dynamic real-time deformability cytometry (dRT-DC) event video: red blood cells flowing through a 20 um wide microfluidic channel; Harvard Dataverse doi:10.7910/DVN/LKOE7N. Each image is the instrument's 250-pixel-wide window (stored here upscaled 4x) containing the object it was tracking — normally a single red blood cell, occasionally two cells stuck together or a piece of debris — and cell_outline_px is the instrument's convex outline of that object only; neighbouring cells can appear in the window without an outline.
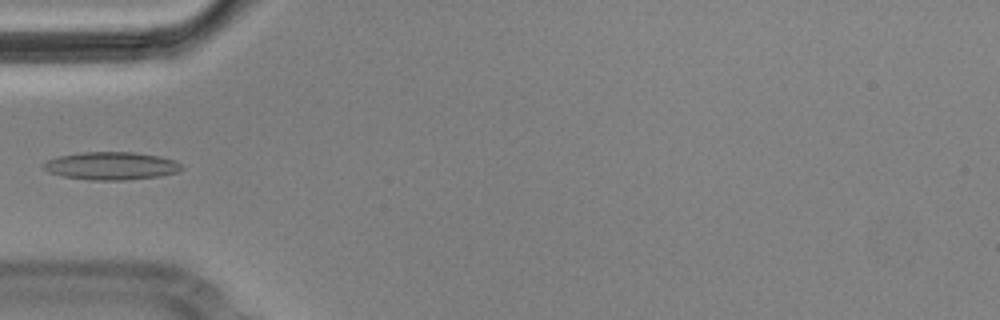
{"species": "Egyptian fruit bat (a non-hibernating species)", "species_latin": "Rousettus aegyptiacus", "temperature_condition": "cold", "stored_images_in_passage": 8, "camera_frame_rate_fps": 3000, "um_per_image_px": 0.085, "animal": {"sex": "male"}, "frame": {"image": 1, "passage_image": 4, "time_ms": 1.0, "image_size_px": [1000, 320], "cell_outline_px": [[184, 168], [176, 172], [160, 176], [124, 180], [88, 180], [64, 176], [48, 172], [44, 168], [44, 164], [48, 160], [56, 156], [84, 152], [132, 152], [160, 156], [176, 160]], "centroid_in_image_um": [9.47, 14.09], "position_along_channel_um": 75.5, "area_um2": 22.37}}
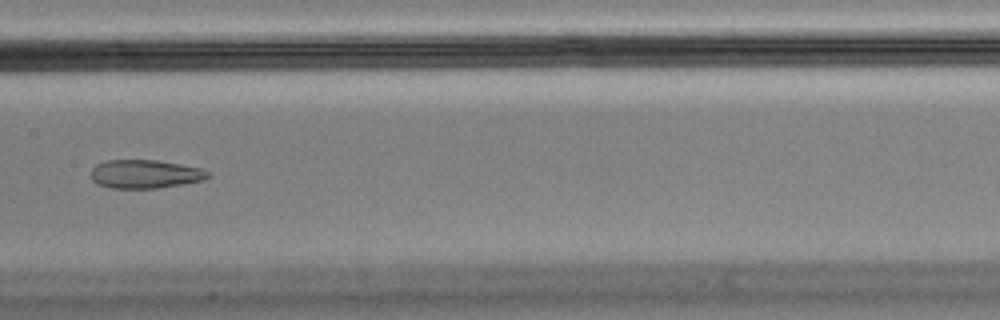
{"frame": {"image": 2, "passage_image": 7, "time_ms": 2.0, "image_size_px": [1000, 320], "cell_outline_px": [[212, 176], [204, 180], [156, 188], [108, 188], [96, 184], [92, 180], [92, 168], [96, 164], [108, 160], [156, 160], [180, 164], [200, 168], [208, 172]], "centroid_in_image_um": [12.31, 14.79], "position_along_channel_um": 195.1, "area_um2": 19.42}}